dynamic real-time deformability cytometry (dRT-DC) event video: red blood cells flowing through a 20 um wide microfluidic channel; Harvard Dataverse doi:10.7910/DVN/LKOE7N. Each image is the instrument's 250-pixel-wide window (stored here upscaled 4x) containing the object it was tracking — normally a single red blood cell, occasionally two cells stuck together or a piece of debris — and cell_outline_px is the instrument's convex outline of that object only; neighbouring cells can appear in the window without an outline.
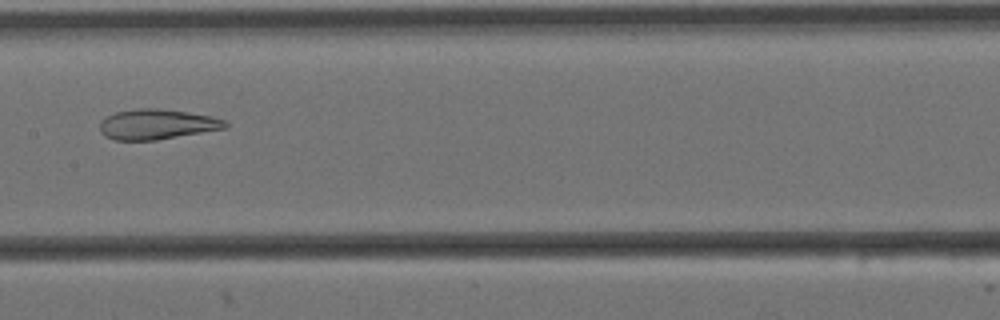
{"species": "Egyptian fruit bat (a non-hibernating species)", "species_latin": "Rousettus aegyptiacus", "temperature_condition": "cold", "stored_images_in_passage": 8, "camera_frame_rate_fps": 3000, "um_per_image_px": 0.085, "animal": {"sex": "female"}, "frame": {"image": 1, "passage_image": 8, "time_ms": 2.333, "image_size_px": [1000, 320], "cell_outline_px": [[228, 128], [156, 140], [116, 140], [104, 136], [100, 132], [100, 120], [116, 112], [136, 108], [160, 108], [188, 112], [212, 116], [224, 120], [228, 124]], "centroid_in_image_um": [13.34, 10.56], "position_along_channel_um": 194.1, "area_um2": 22.2}}